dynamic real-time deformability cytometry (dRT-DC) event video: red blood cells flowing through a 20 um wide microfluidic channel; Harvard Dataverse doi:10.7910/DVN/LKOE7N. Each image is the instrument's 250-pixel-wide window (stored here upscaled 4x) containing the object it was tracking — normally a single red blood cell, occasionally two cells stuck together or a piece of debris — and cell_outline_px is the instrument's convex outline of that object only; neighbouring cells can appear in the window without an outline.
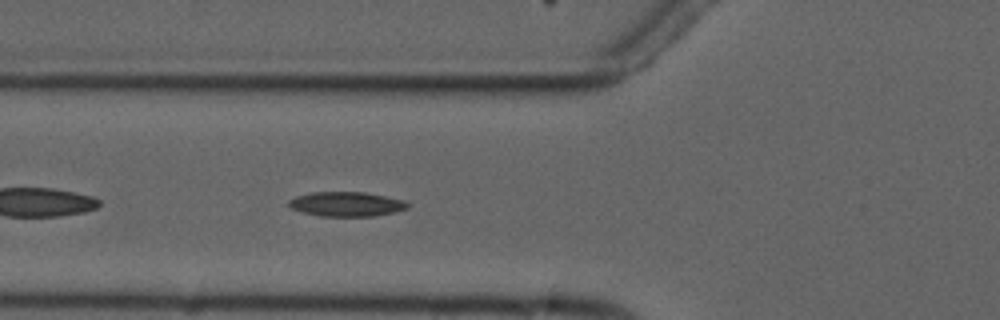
{"species": "common noctule bat (a hibernating species)", "species_latin": "Nyctalus noctula", "temperature_condition": "cold", "stored_images_in_passage": 2, "camera_frame_rate_fps": 3000, "um_per_image_px": 0.085, "animal": {"sex": "male", "forearm_length_mm": 52.5}, "frame": {"image": 1, "passage_image": 2, "time_ms": 1.0, "image_size_px": [1000, 320], "cell_outline_px": [[412, 204], [408, 208], [376, 216], [320, 216], [304, 212], [292, 208], [284, 204], [288, 200], [296, 196], [312, 192], [364, 192], [404, 200]], "centroid_in_image_um": [29.43, 17.34], "position_along_channel_um": 96.4, "area_um2": 17.05}}